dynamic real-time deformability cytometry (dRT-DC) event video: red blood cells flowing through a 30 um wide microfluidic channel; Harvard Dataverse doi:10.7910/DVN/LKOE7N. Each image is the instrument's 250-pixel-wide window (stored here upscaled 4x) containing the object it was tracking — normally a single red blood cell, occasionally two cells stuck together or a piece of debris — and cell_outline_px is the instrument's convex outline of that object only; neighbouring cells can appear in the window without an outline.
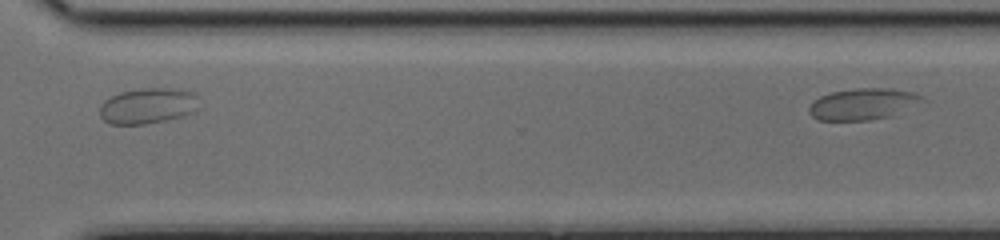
{"species": "common noctule bat (a hibernating species)", "species_latin": "Nyctalus noctula", "temperature_condition": "cold", "stored_images_in_passage": 29, "segment_of_instrument_passage": [2, 2], "camera_frame_rate_fps": 3000, "um_per_image_px": 0.085, "animal": {"sex": "female", "body_mass_g": 17.0, "forearm_length_mm": 48.0}, "frame": {"image": 1, "passage_image": 29, "time_ms": 9.333, "image_size_px": [1000, 240], "cell_outline_px": [[928, 100], [892, 116], [868, 120], [820, 120], [812, 116], [808, 112], [808, 108], [812, 100], [820, 96], [832, 92], [856, 88], [892, 88], [912, 92]], "centroid_in_image_um": [73.36, 8.84], "position_along_channel_um": 297.2, "area_um2": 20.87}}